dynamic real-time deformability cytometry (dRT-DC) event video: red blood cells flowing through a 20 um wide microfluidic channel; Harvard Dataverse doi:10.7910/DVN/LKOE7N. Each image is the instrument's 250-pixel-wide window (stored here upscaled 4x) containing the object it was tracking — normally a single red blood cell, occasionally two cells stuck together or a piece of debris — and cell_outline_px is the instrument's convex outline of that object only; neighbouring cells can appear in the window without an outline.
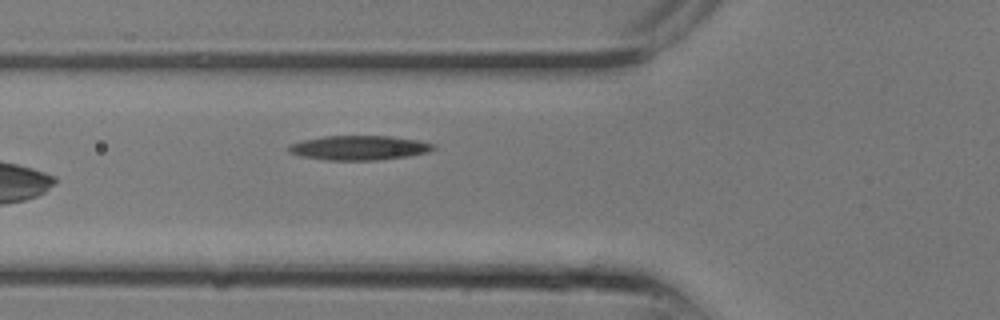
{"species": "common noctule bat (a hibernating species)", "species_latin": "Nyctalus noctula", "temperature_condition": "room temperature", "stored_images_in_passage": 10, "camera_frame_rate_fps": 3000, "um_per_image_px": 0.085, "animal": {"sex": "male", "body_mass_g": 13.3}, "frame": {"image": 1, "passage_image": 10, "time_ms": 3.0, "image_size_px": [1000, 320], "cell_outline_px": [[436, 148], [428, 152], [408, 156], [380, 160], [328, 160], [300, 156], [288, 152], [288, 144], [300, 140], [324, 136], [388, 136], [416, 140], [436, 144]], "centroid_in_image_um": [30.49, 12.56], "position_along_channel_um": 95.3, "area_um2": 20.75}}